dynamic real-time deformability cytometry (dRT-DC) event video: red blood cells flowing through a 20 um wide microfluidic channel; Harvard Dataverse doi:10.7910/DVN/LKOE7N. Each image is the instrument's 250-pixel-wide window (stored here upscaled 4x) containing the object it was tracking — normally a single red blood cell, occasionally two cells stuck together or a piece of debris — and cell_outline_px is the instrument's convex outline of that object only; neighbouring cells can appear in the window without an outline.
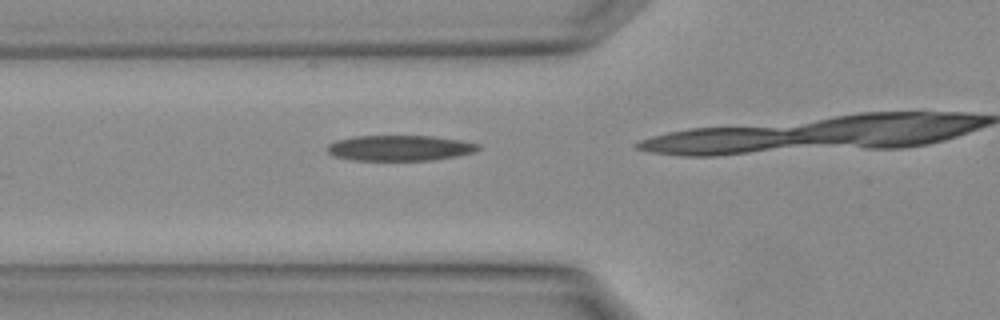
{"species": "Egyptian fruit bat (a non-hibernating species)", "species_latin": "Rousettus aegyptiacus", "temperature_condition": "warm", "stored_images_in_passage": 3, "camera_frame_rate_fps": 3000, "um_per_image_px": 0.085, "animal": {"sex": "female"}, "frame": {"image": 1, "passage_image": 3, "time_ms": 0.667, "image_size_px": [1000, 320], "cell_outline_px": [[480, 148], [472, 152], [456, 156], [432, 160], [352, 160], [332, 156], [328, 152], [328, 144], [336, 140], [356, 136], [428, 136], [460, 140], [480, 144]], "centroid_in_image_um": [33.94, 12.58], "position_along_channel_um": 91.9, "area_um2": 22.31}}